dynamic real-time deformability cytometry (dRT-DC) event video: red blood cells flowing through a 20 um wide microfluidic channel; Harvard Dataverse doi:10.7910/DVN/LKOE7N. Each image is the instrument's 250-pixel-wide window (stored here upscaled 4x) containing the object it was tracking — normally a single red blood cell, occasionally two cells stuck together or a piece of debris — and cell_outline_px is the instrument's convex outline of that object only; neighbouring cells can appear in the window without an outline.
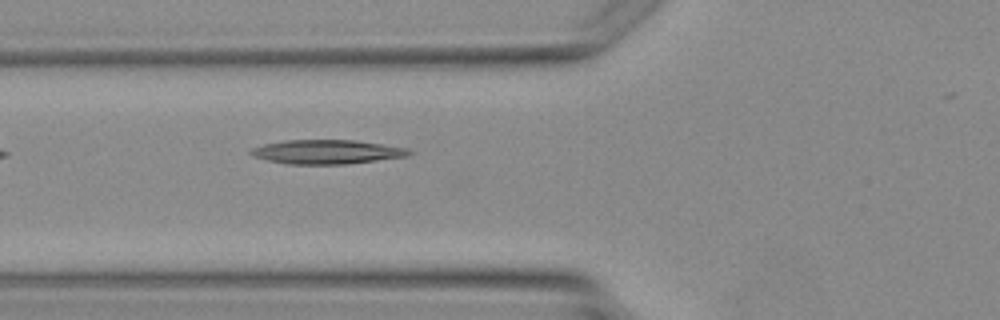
{"species": "Egyptian fruit bat (a non-hibernating species)", "species_latin": "Rousettus aegyptiacus", "temperature_condition": "warm", "stored_images_in_passage": 4, "camera_frame_rate_fps": 3000, "um_per_image_px": 0.085, "animal": {"sex": "female"}, "frame": {"image": 1, "passage_image": 4, "time_ms": 4.667, "image_size_px": [1000, 320], "cell_outline_px": [[412, 152], [408, 156], [348, 164], [288, 164], [268, 160], [252, 156], [248, 152], [252, 148], [264, 144], [284, 140], [356, 140], [408, 148]], "centroid_in_image_um": [27.78, 12.91], "position_along_channel_um": 98.0, "area_um2": 22.25}}